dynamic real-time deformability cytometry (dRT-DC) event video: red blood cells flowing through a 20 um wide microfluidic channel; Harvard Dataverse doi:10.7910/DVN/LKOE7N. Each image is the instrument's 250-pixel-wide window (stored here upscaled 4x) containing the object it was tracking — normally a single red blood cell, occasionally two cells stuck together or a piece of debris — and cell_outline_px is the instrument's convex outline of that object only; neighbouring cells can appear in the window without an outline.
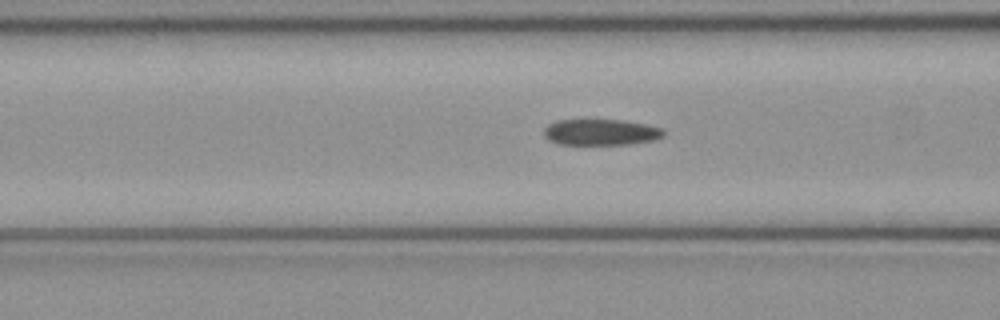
{"species": "common noctule bat (a hibernating species)", "species_latin": "Nyctalus noctula", "temperature_condition": "cold", "stored_images_in_passage": 51, "camera_frame_rate_fps": 3000, "um_per_image_px": 0.085, "animal": {"sex": "female", "body_mass_g": 21.9}, "frame": {"image": 1, "passage_image": 20, "time_ms": 6.333, "image_size_px": [1000, 320], "cell_outline_px": [[664, 136], [656, 140], [628, 144], [560, 144], [548, 140], [544, 136], [544, 128], [548, 124], [556, 120], [620, 120], [648, 124], [664, 128]], "centroid_in_image_um": [51.1, 11.23], "position_along_channel_um": 115.5, "area_um2": 18.32}}
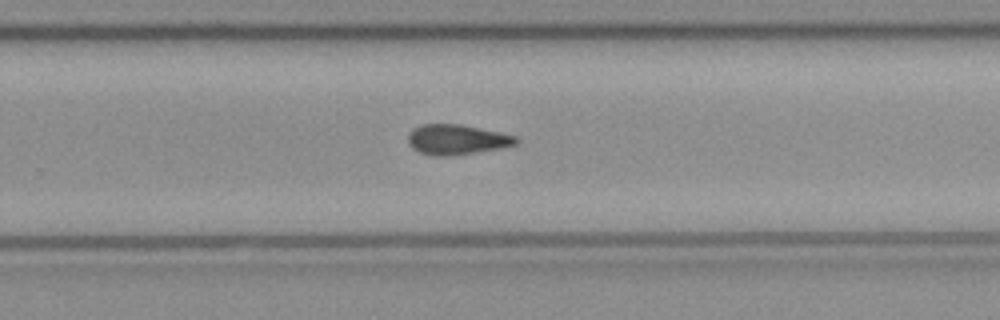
{"frame": {"image": 2, "passage_image": 33, "time_ms": 10.667, "image_size_px": [1000, 320], "cell_outline_px": [[520, 140], [516, 144], [504, 148], [452, 156], [432, 156], [420, 152], [412, 148], [408, 144], [408, 132], [412, 128], [420, 124], [460, 124], [500, 132], [516, 136]], "centroid_in_image_um": [38.82, 11.87], "position_along_channel_um": 291.0, "area_um2": 19.31}}
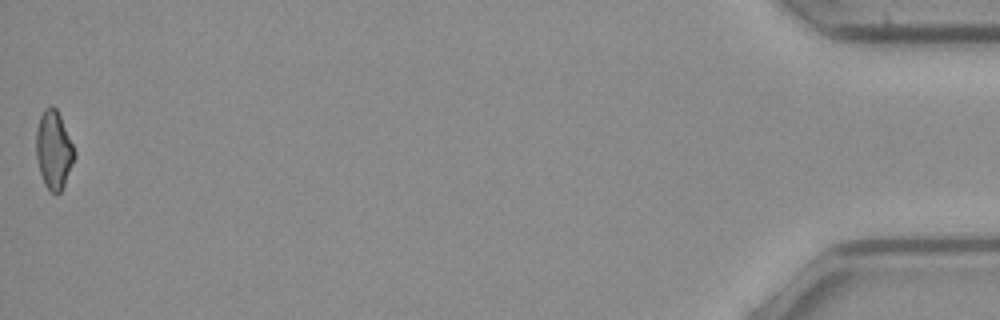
{"frame": {"image": 3, "passage_image": 51, "time_ms": 16.667, "image_size_px": [1000, 320], "cell_outline_px": [[76, 156], [64, 184], [60, 192], [56, 196], [44, 184], [40, 172], [36, 156], [36, 132], [40, 116], [44, 108], [52, 104], [56, 108], [60, 116], [76, 152]], "centroid_in_image_um": [4.56, 12.73], "position_along_channel_um": 430.6, "area_um2": 17.4}}